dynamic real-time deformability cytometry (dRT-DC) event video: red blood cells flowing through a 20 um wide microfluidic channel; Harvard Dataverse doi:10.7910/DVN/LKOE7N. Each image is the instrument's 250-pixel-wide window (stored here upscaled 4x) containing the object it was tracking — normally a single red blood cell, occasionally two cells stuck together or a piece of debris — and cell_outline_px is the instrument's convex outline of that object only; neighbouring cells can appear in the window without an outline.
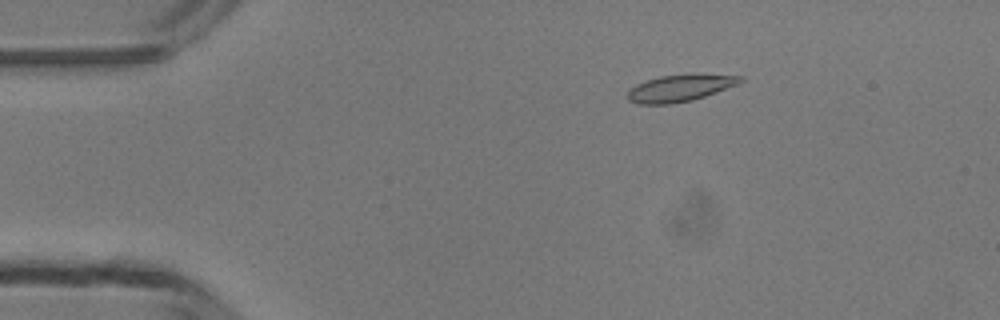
{"species": "common noctule bat (a hibernating species)", "species_latin": "Nyctalus noctula", "temperature_condition": "room temperature", "stored_images_in_passage": 50, "camera_frame_rate_fps": 3000, "um_per_image_px": 0.085, "animal": {"sex": "male", "body_mass_g": 13.3}, "frame": {"image": 1, "passage_image": 9, "time_ms": 2.667, "image_size_px": [1000, 320], "cell_outline_px": [[744, 80], [740, 84], [692, 100], [668, 104], [636, 104], [628, 100], [628, 88], [636, 84], [660, 76], [696, 72], [744, 76]], "centroid_in_image_um": [57.85, 7.45], "position_along_channel_um": 27.1, "area_um2": 18.15}}
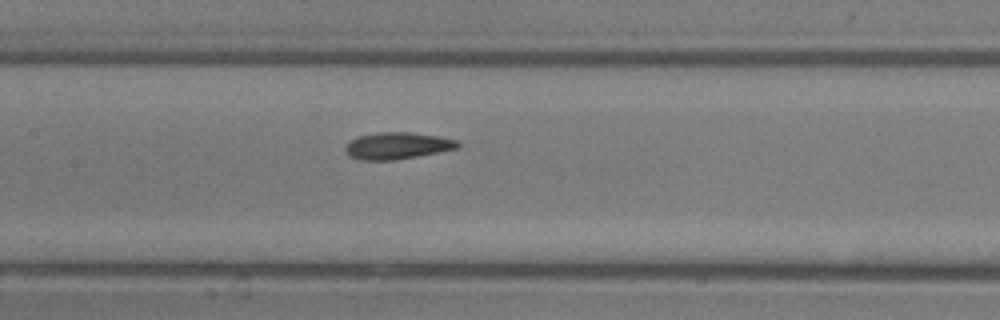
{"frame": {"image": 2, "passage_image": 24, "time_ms": 7.667, "image_size_px": [1000, 320], "cell_outline_px": [[460, 148], [396, 160], [360, 160], [348, 156], [344, 152], [344, 148], [352, 140], [360, 136], [380, 132], [412, 132], [436, 136], [456, 140], [460, 144]], "centroid_in_image_um": [33.76, 12.4], "position_along_channel_um": 173.6, "area_um2": 17.51}}
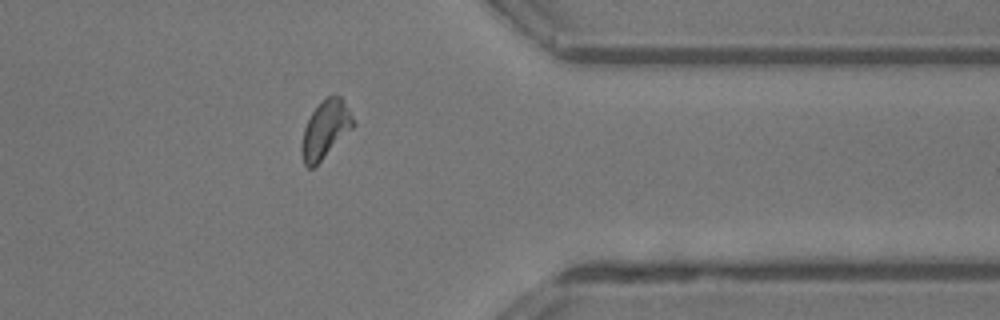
{"frame": {"image": 3, "passage_image": 40, "time_ms": 13.0, "image_size_px": [1000, 320], "cell_outline_px": [[356, 124], [312, 168], [308, 168], [304, 164], [300, 152], [300, 148], [304, 128], [312, 112], [328, 96], [340, 96], [352, 116]], "centroid_in_image_um": [27.63, 11.02], "position_along_channel_um": 383.8, "area_um2": 16.7}, "authors_computed_cell_mechanics": {"area_um2": 17.1088, "velocity_mm_per_s": 4.2029, "shape_relaxation_time_tau1_ms": 4.1297, "shape_relaxation_time_tau2_ms": 2.342, "deformation_change_tau1": 0.1292, "deformation_change_tau2": 0.07}}